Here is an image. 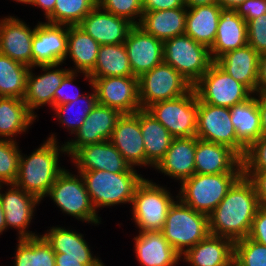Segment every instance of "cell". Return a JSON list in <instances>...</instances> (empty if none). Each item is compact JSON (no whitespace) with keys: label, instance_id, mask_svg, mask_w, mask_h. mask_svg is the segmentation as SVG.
<instances>
[{"label":"cell","instance_id":"6da1fadb","mask_svg":"<svg viewBox=\"0 0 266 266\" xmlns=\"http://www.w3.org/2000/svg\"><path fill=\"white\" fill-rule=\"evenodd\" d=\"M260 204L251 181L242 174L208 216L209 234L236 242L248 237Z\"/></svg>","mask_w":266,"mask_h":266},{"label":"cell","instance_id":"7a4b0ae2","mask_svg":"<svg viewBox=\"0 0 266 266\" xmlns=\"http://www.w3.org/2000/svg\"><path fill=\"white\" fill-rule=\"evenodd\" d=\"M59 144L56 133H51L29 156L21 151L18 177L14 184L40 201L43 200L65 169L59 163L61 154L64 157L67 155L65 143Z\"/></svg>","mask_w":266,"mask_h":266},{"label":"cell","instance_id":"3957f363","mask_svg":"<svg viewBox=\"0 0 266 266\" xmlns=\"http://www.w3.org/2000/svg\"><path fill=\"white\" fill-rule=\"evenodd\" d=\"M83 178L86 190L96 212L101 208L130 204L135 189L143 181V175L131 167L127 172L111 173L91 170L77 171Z\"/></svg>","mask_w":266,"mask_h":266},{"label":"cell","instance_id":"277c9868","mask_svg":"<svg viewBox=\"0 0 266 266\" xmlns=\"http://www.w3.org/2000/svg\"><path fill=\"white\" fill-rule=\"evenodd\" d=\"M172 195L169 187L166 188L144 177L135 189L130 206L138 231H161L163 229L168 211L178 199V195Z\"/></svg>","mask_w":266,"mask_h":266},{"label":"cell","instance_id":"5b68a950","mask_svg":"<svg viewBox=\"0 0 266 266\" xmlns=\"http://www.w3.org/2000/svg\"><path fill=\"white\" fill-rule=\"evenodd\" d=\"M243 173L194 174L184 180L178 199L193 210L209 216Z\"/></svg>","mask_w":266,"mask_h":266},{"label":"cell","instance_id":"8992f818","mask_svg":"<svg viewBox=\"0 0 266 266\" xmlns=\"http://www.w3.org/2000/svg\"><path fill=\"white\" fill-rule=\"evenodd\" d=\"M72 173L69 169H64L45 198L50 197L65 215L95 226L101 224V217L92 205L82 176L78 172L77 175Z\"/></svg>","mask_w":266,"mask_h":266},{"label":"cell","instance_id":"52a82bcc","mask_svg":"<svg viewBox=\"0 0 266 266\" xmlns=\"http://www.w3.org/2000/svg\"><path fill=\"white\" fill-rule=\"evenodd\" d=\"M161 232L182 256L209 234L208 216L177 199L170 207Z\"/></svg>","mask_w":266,"mask_h":266},{"label":"cell","instance_id":"ba28073f","mask_svg":"<svg viewBox=\"0 0 266 266\" xmlns=\"http://www.w3.org/2000/svg\"><path fill=\"white\" fill-rule=\"evenodd\" d=\"M163 62L172 66L193 86L210 68V49L186 34L163 42Z\"/></svg>","mask_w":266,"mask_h":266},{"label":"cell","instance_id":"9c48e42d","mask_svg":"<svg viewBox=\"0 0 266 266\" xmlns=\"http://www.w3.org/2000/svg\"><path fill=\"white\" fill-rule=\"evenodd\" d=\"M138 88L141 109H147L156 102L181 97L193 86L172 66L162 62L138 78Z\"/></svg>","mask_w":266,"mask_h":266},{"label":"cell","instance_id":"30bf717a","mask_svg":"<svg viewBox=\"0 0 266 266\" xmlns=\"http://www.w3.org/2000/svg\"><path fill=\"white\" fill-rule=\"evenodd\" d=\"M146 110L151 113L174 138L196 136L198 97L194 88L181 97L156 102Z\"/></svg>","mask_w":266,"mask_h":266},{"label":"cell","instance_id":"8fae6325","mask_svg":"<svg viewBox=\"0 0 266 266\" xmlns=\"http://www.w3.org/2000/svg\"><path fill=\"white\" fill-rule=\"evenodd\" d=\"M193 88L200 102L226 108L242 103L253 95L245 85L232 78L215 61Z\"/></svg>","mask_w":266,"mask_h":266},{"label":"cell","instance_id":"7c38bea8","mask_svg":"<svg viewBox=\"0 0 266 266\" xmlns=\"http://www.w3.org/2000/svg\"><path fill=\"white\" fill-rule=\"evenodd\" d=\"M196 137L207 142L226 145L241 158L246 154V149L240 144L234 125L231 122L229 108L207 104L198 100Z\"/></svg>","mask_w":266,"mask_h":266},{"label":"cell","instance_id":"4fadbf2b","mask_svg":"<svg viewBox=\"0 0 266 266\" xmlns=\"http://www.w3.org/2000/svg\"><path fill=\"white\" fill-rule=\"evenodd\" d=\"M91 79L99 104L113 108L121 114H134L141 109L138 77L113 76Z\"/></svg>","mask_w":266,"mask_h":266},{"label":"cell","instance_id":"5bb4252c","mask_svg":"<svg viewBox=\"0 0 266 266\" xmlns=\"http://www.w3.org/2000/svg\"><path fill=\"white\" fill-rule=\"evenodd\" d=\"M4 186L8 188L3 193ZM0 200L5 214L6 229L14 228L17 231V239L39 236L28 228L33 222L36 207L42 201L15 184H0Z\"/></svg>","mask_w":266,"mask_h":266},{"label":"cell","instance_id":"9a60e30c","mask_svg":"<svg viewBox=\"0 0 266 266\" xmlns=\"http://www.w3.org/2000/svg\"><path fill=\"white\" fill-rule=\"evenodd\" d=\"M68 45V25L39 22L32 39V67L64 64Z\"/></svg>","mask_w":266,"mask_h":266},{"label":"cell","instance_id":"2e32d148","mask_svg":"<svg viewBox=\"0 0 266 266\" xmlns=\"http://www.w3.org/2000/svg\"><path fill=\"white\" fill-rule=\"evenodd\" d=\"M122 114L110 107L97 103L85 118L82 126L73 134L74 138L67 140L65 148L70 157L78 148L94 143L108 141Z\"/></svg>","mask_w":266,"mask_h":266},{"label":"cell","instance_id":"e0dca14e","mask_svg":"<svg viewBox=\"0 0 266 266\" xmlns=\"http://www.w3.org/2000/svg\"><path fill=\"white\" fill-rule=\"evenodd\" d=\"M62 64L39 65L31 67L26 84V92L23 101L26 103L29 111L37 118L36 109L48 105L54 108V94L61 85L64 77L70 72L66 67H60ZM40 68L41 74L35 75L33 68ZM59 67V68H58ZM36 113V114H35Z\"/></svg>","mask_w":266,"mask_h":266},{"label":"cell","instance_id":"ac0fdd59","mask_svg":"<svg viewBox=\"0 0 266 266\" xmlns=\"http://www.w3.org/2000/svg\"><path fill=\"white\" fill-rule=\"evenodd\" d=\"M124 45L132 73L138 78L163 62V41L146 33L138 25L131 28Z\"/></svg>","mask_w":266,"mask_h":266},{"label":"cell","instance_id":"d6986e66","mask_svg":"<svg viewBox=\"0 0 266 266\" xmlns=\"http://www.w3.org/2000/svg\"><path fill=\"white\" fill-rule=\"evenodd\" d=\"M35 26L19 17L8 15L0 19V53L27 67H32V39Z\"/></svg>","mask_w":266,"mask_h":266},{"label":"cell","instance_id":"ffe728a7","mask_svg":"<svg viewBox=\"0 0 266 266\" xmlns=\"http://www.w3.org/2000/svg\"><path fill=\"white\" fill-rule=\"evenodd\" d=\"M70 158L77 171L105 170L111 173H123L131 168L109 140L84 145Z\"/></svg>","mask_w":266,"mask_h":266},{"label":"cell","instance_id":"44dd1931","mask_svg":"<svg viewBox=\"0 0 266 266\" xmlns=\"http://www.w3.org/2000/svg\"><path fill=\"white\" fill-rule=\"evenodd\" d=\"M196 174L243 173L242 158L230 147L196 137Z\"/></svg>","mask_w":266,"mask_h":266},{"label":"cell","instance_id":"7402d4cb","mask_svg":"<svg viewBox=\"0 0 266 266\" xmlns=\"http://www.w3.org/2000/svg\"><path fill=\"white\" fill-rule=\"evenodd\" d=\"M78 26L100 45H112L125 43L134 25L96 5Z\"/></svg>","mask_w":266,"mask_h":266},{"label":"cell","instance_id":"603a6c76","mask_svg":"<svg viewBox=\"0 0 266 266\" xmlns=\"http://www.w3.org/2000/svg\"><path fill=\"white\" fill-rule=\"evenodd\" d=\"M109 141L131 167H145V150L140 129L139 110L134 114H122Z\"/></svg>","mask_w":266,"mask_h":266},{"label":"cell","instance_id":"cb8c5ba5","mask_svg":"<svg viewBox=\"0 0 266 266\" xmlns=\"http://www.w3.org/2000/svg\"><path fill=\"white\" fill-rule=\"evenodd\" d=\"M133 238L135 257L141 266H176L181 255L161 231H138Z\"/></svg>","mask_w":266,"mask_h":266},{"label":"cell","instance_id":"d4e9b609","mask_svg":"<svg viewBox=\"0 0 266 266\" xmlns=\"http://www.w3.org/2000/svg\"><path fill=\"white\" fill-rule=\"evenodd\" d=\"M196 136L174 138L154 170L180 184L195 174Z\"/></svg>","mask_w":266,"mask_h":266},{"label":"cell","instance_id":"484cf974","mask_svg":"<svg viewBox=\"0 0 266 266\" xmlns=\"http://www.w3.org/2000/svg\"><path fill=\"white\" fill-rule=\"evenodd\" d=\"M233 259L234 242L213 234H208L181 256V261L188 266H229Z\"/></svg>","mask_w":266,"mask_h":266},{"label":"cell","instance_id":"4316f807","mask_svg":"<svg viewBox=\"0 0 266 266\" xmlns=\"http://www.w3.org/2000/svg\"><path fill=\"white\" fill-rule=\"evenodd\" d=\"M260 55L249 44L229 51L215 62L236 81L257 93Z\"/></svg>","mask_w":266,"mask_h":266},{"label":"cell","instance_id":"83f0119b","mask_svg":"<svg viewBox=\"0 0 266 266\" xmlns=\"http://www.w3.org/2000/svg\"><path fill=\"white\" fill-rule=\"evenodd\" d=\"M248 44L247 23L235 9H221L215 42L210 48L213 61Z\"/></svg>","mask_w":266,"mask_h":266},{"label":"cell","instance_id":"f1b7e54d","mask_svg":"<svg viewBox=\"0 0 266 266\" xmlns=\"http://www.w3.org/2000/svg\"><path fill=\"white\" fill-rule=\"evenodd\" d=\"M100 44L90 35L82 30L78 25H68V45L66 58L72 59L73 68L70 71L82 73L84 81H88L89 87H92V79L89 73L96 65Z\"/></svg>","mask_w":266,"mask_h":266},{"label":"cell","instance_id":"f546056e","mask_svg":"<svg viewBox=\"0 0 266 266\" xmlns=\"http://www.w3.org/2000/svg\"><path fill=\"white\" fill-rule=\"evenodd\" d=\"M139 121L144 142L145 169L149 166L155 168L165 156L174 137L146 109L139 110Z\"/></svg>","mask_w":266,"mask_h":266},{"label":"cell","instance_id":"4dcf8cb0","mask_svg":"<svg viewBox=\"0 0 266 266\" xmlns=\"http://www.w3.org/2000/svg\"><path fill=\"white\" fill-rule=\"evenodd\" d=\"M187 7L159 11H143L138 24L146 33L163 42L185 33Z\"/></svg>","mask_w":266,"mask_h":266},{"label":"cell","instance_id":"1f68e13d","mask_svg":"<svg viewBox=\"0 0 266 266\" xmlns=\"http://www.w3.org/2000/svg\"><path fill=\"white\" fill-rule=\"evenodd\" d=\"M55 252V258L100 259L93 254L82 233L60 227H50L41 235Z\"/></svg>","mask_w":266,"mask_h":266},{"label":"cell","instance_id":"d6a6232c","mask_svg":"<svg viewBox=\"0 0 266 266\" xmlns=\"http://www.w3.org/2000/svg\"><path fill=\"white\" fill-rule=\"evenodd\" d=\"M221 9L218 3L187 8L184 34L210 49L215 42Z\"/></svg>","mask_w":266,"mask_h":266},{"label":"cell","instance_id":"836d02e7","mask_svg":"<svg viewBox=\"0 0 266 266\" xmlns=\"http://www.w3.org/2000/svg\"><path fill=\"white\" fill-rule=\"evenodd\" d=\"M36 119L23 99L0 97V139L14 141L18 134H26Z\"/></svg>","mask_w":266,"mask_h":266},{"label":"cell","instance_id":"e575fe53","mask_svg":"<svg viewBox=\"0 0 266 266\" xmlns=\"http://www.w3.org/2000/svg\"><path fill=\"white\" fill-rule=\"evenodd\" d=\"M229 110L237 138L247 150L260 138V113L255 94L246 101L230 107Z\"/></svg>","mask_w":266,"mask_h":266},{"label":"cell","instance_id":"d590c367","mask_svg":"<svg viewBox=\"0 0 266 266\" xmlns=\"http://www.w3.org/2000/svg\"><path fill=\"white\" fill-rule=\"evenodd\" d=\"M92 77L134 76L124 43L100 45Z\"/></svg>","mask_w":266,"mask_h":266},{"label":"cell","instance_id":"8d00e7d4","mask_svg":"<svg viewBox=\"0 0 266 266\" xmlns=\"http://www.w3.org/2000/svg\"><path fill=\"white\" fill-rule=\"evenodd\" d=\"M98 100L95 89L91 87V93H85L75 101L55 106L52 111L57 122L67 129L69 135H73L84 123L85 118L97 105ZM81 108V109H80Z\"/></svg>","mask_w":266,"mask_h":266},{"label":"cell","instance_id":"74e56055","mask_svg":"<svg viewBox=\"0 0 266 266\" xmlns=\"http://www.w3.org/2000/svg\"><path fill=\"white\" fill-rule=\"evenodd\" d=\"M17 241L13 266H55V252L40 234Z\"/></svg>","mask_w":266,"mask_h":266},{"label":"cell","instance_id":"f35d334b","mask_svg":"<svg viewBox=\"0 0 266 266\" xmlns=\"http://www.w3.org/2000/svg\"><path fill=\"white\" fill-rule=\"evenodd\" d=\"M30 68L0 53V97L23 99Z\"/></svg>","mask_w":266,"mask_h":266},{"label":"cell","instance_id":"ab89813d","mask_svg":"<svg viewBox=\"0 0 266 266\" xmlns=\"http://www.w3.org/2000/svg\"><path fill=\"white\" fill-rule=\"evenodd\" d=\"M96 5L93 0H56L53 12L45 21L50 24L78 25Z\"/></svg>","mask_w":266,"mask_h":266},{"label":"cell","instance_id":"60d3db41","mask_svg":"<svg viewBox=\"0 0 266 266\" xmlns=\"http://www.w3.org/2000/svg\"><path fill=\"white\" fill-rule=\"evenodd\" d=\"M15 139H0V184H14L18 177L21 149Z\"/></svg>","mask_w":266,"mask_h":266},{"label":"cell","instance_id":"b9f144b4","mask_svg":"<svg viewBox=\"0 0 266 266\" xmlns=\"http://www.w3.org/2000/svg\"><path fill=\"white\" fill-rule=\"evenodd\" d=\"M234 259L242 266H266V246L249 237L234 242Z\"/></svg>","mask_w":266,"mask_h":266},{"label":"cell","instance_id":"7bdbcfd3","mask_svg":"<svg viewBox=\"0 0 266 266\" xmlns=\"http://www.w3.org/2000/svg\"><path fill=\"white\" fill-rule=\"evenodd\" d=\"M101 9L138 25L143 15L142 0H100Z\"/></svg>","mask_w":266,"mask_h":266},{"label":"cell","instance_id":"ee69618b","mask_svg":"<svg viewBox=\"0 0 266 266\" xmlns=\"http://www.w3.org/2000/svg\"><path fill=\"white\" fill-rule=\"evenodd\" d=\"M243 170H266V137H260L242 158Z\"/></svg>","mask_w":266,"mask_h":266},{"label":"cell","instance_id":"f6af8a7d","mask_svg":"<svg viewBox=\"0 0 266 266\" xmlns=\"http://www.w3.org/2000/svg\"><path fill=\"white\" fill-rule=\"evenodd\" d=\"M247 23L248 44L260 55L266 52V14Z\"/></svg>","mask_w":266,"mask_h":266},{"label":"cell","instance_id":"bcb514c9","mask_svg":"<svg viewBox=\"0 0 266 266\" xmlns=\"http://www.w3.org/2000/svg\"><path fill=\"white\" fill-rule=\"evenodd\" d=\"M80 76L79 72H73L70 71L62 80L61 85L56 89L54 94V107L57 105H63L72 101H75L79 97L83 96L84 94H81L80 88L77 92V89H75L74 81L77 80V77ZM73 86V87H72ZM71 87V89H70ZM75 89L74 92L69 93L70 90ZM67 90V91H66Z\"/></svg>","mask_w":266,"mask_h":266},{"label":"cell","instance_id":"7dc6e473","mask_svg":"<svg viewBox=\"0 0 266 266\" xmlns=\"http://www.w3.org/2000/svg\"><path fill=\"white\" fill-rule=\"evenodd\" d=\"M248 237L266 246V206L257 209Z\"/></svg>","mask_w":266,"mask_h":266},{"label":"cell","instance_id":"c3c4849f","mask_svg":"<svg viewBox=\"0 0 266 266\" xmlns=\"http://www.w3.org/2000/svg\"><path fill=\"white\" fill-rule=\"evenodd\" d=\"M237 14L246 22L266 14V0H246L236 7Z\"/></svg>","mask_w":266,"mask_h":266},{"label":"cell","instance_id":"681fc988","mask_svg":"<svg viewBox=\"0 0 266 266\" xmlns=\"http://www.w3.org/2000/svg\"><path fill=\"white\" fill-rule=\"evenodd\" d=\"M254 186L259 204L266 206V170H243Z\"/></svg>","mask_w":266,"mask_h":266},{"label":"cell","instance_id":"f907efd6","mask_svg":"<svg viewBox=\"0 0 266 266\" xmlns=\"http://www.w3.org/2000/svg\"><path fill=\"white\" fill-rule=\"evenodd\" d=\"M143 11H159L186 7L185 0H142Z\"/></svg>","mask_w":266,"mask_h":266},{"label":"cell","instance_id":"816d5d0a","mask_svg":"<svg viewBox=\"0 0 266 266\" xmlns=\"http://www.w3.org/2000/svg\"><path fill=\"white\" fill-rule=\"evenodd\" d=\"M57 266H105L101 259L55 258Z\"/></svg>","mask_w":266,"mask_h":266},{"label":"cell","instance_id":"f5cc1de1","mask_svg":"<svg viewBox=\"0 0 266 266\" xmlns=\"http://www.w3.org/2000/svg\"><path fill=\"white\" fill-rule=\"evenodd\" d=\"M260 113V137H266V92L255 93Z\"/></svg>","mask_w":266,"mask_h":266},{"label":"cell","instance_id":"db71d44e","mask_svg":"<svg viewBox=\"0 0 266 266\" xmlns=\"http://www.w3.org/2000/svg\"><path fill=\"white\" fill-rule=\"evenodd\" d=\"M257 92H266V52L260 54Z\"/></svg>","mask_w":266,"mask_h":266},{"label":"cell","instance_id":"11a10c76","mask_svg":"<svg viewBox=\"0 0 266 266\" xmlns=\"http://www.w3.org/2000/svg\"><path fill=\"white\" fill-rule=\"evenodd\" d=\"M56 0H33V7L43 11L45 19L53 12Z\"/></svg>","mask_w":266,"mask_h":266},{"label":"cell","instance_id":"9f6ffc18","mask_svg":"<svg viewBox=\"0 0 266 266\" xmlns=\"http://www.w3.org/2000/svg\"><path fill=\"white\" fill-rule=\"evenodd\" d=\"M245 1L246 0H217V3L223 9H236V7H238Z\"/></svg>","mask_w":266,"mask_h":266},{"label":"cell","instance_id":"6f0895ef","mask_svg":"<svg viewBox=\"0 0 266 266\" xmlns=\"http://www.w3.org/2000/svg\"><path fill=\"white\" fill-rule=\"evenodd\" d=\"M217 3V0H185V6L187 8H193L198 6L212 5Z\"/></svg>","mask_w":266,"mask_h":266},{"label":"cell","instance_id":"680465c9","mask_svg":"<svg viewBox=\"0 0 266 266\" xmlns=\"http://www.w3.org/2000/svg\"><path fill=\"white\" fill-rule=\"evenodd\" d=\"M6 229V222H5V214H4V210H3V206L0 200V235L3 234V232H5Z\"/></svg>","mask_w":266,"mask_h":266},{"label":"cell","instance_id":"91938a15","mask_svg":"<svg viewBox=\"0 0 266 266\" xmlns=\"http://www.w3.org/2000/svg\"><path fill=\"white\" fill-rule=\"evenodd\" d=\"M13 1H15V2H17V3H20V4H26V5H31L32 6V4H33V0H13Z\"/></svg>","mask_w":266,"mask_h":266},{"label":"cell","instance_id":"94428289","mask_svg":"<svg viewBox=\"0 0 266 266\" xmlns=\"http://www.w3.org/2000/svg\"><path fill=\"white\" fill-rule=\"evenodd\" d=\"M229 266H242L240 265L235 259H233L231 262H230V265Z\"/></svg>","mask_w":266,"mask_h":266},{"label":"cell","instance_id":"6125c7cd","mask_svg":"<svg viewBox=\"0 0 266 266\" xmlns=\"http://www.w3.org/2000/svg\"><path fill=\"white\" fill-rule=\"evenodd\" d=\"M93 1H94L96 4H98L100 0H93Z\"/></svg>","mask_w":266,"mask_h":266}]
</instances>
